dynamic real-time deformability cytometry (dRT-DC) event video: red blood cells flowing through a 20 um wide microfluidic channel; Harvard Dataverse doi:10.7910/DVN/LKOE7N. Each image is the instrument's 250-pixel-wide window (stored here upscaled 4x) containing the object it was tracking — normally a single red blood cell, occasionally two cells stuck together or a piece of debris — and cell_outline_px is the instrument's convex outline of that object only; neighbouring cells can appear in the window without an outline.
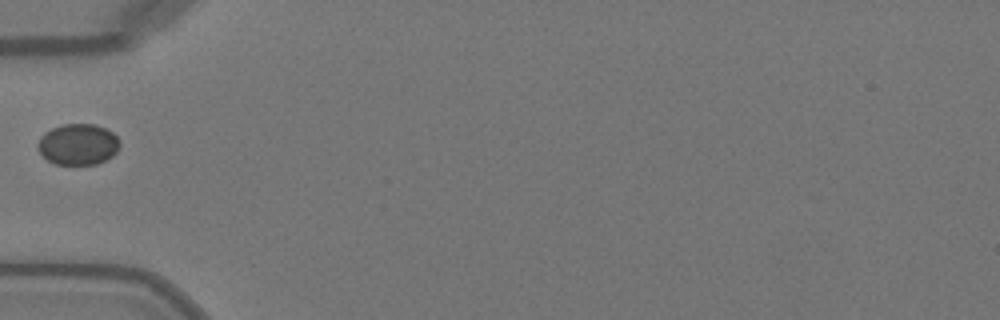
{"species": "Egyptian fruit bat (a non-hibernating species)", "species_latin": "Rousettus aegyptiacus", "temperature_condition": "warm", "stored_images_in_passage": 34, "camera_frame_rate_fps": 3000, "um_per_image_px": 0.085, "animal": {"sex": "female"}, "frame": {"image": 1, "passage_image": 1, "time_ms": 0.0, "image_size_px": [1000, 320], "cell_outline_px": [[120, 144], [116, 152], [112, 156], [96, 164], [56, 164], [48, 160], [40, 152], [36, 144], [40, 136], [44, 132], [52, 128], [64, 124], [92, 124], [104, 128], [112, 132], [120, 140]], "centroid_in_image_um": [6.62, 12.26], "position_along_channel_um": 78.4, "area_um2": 19.54}}
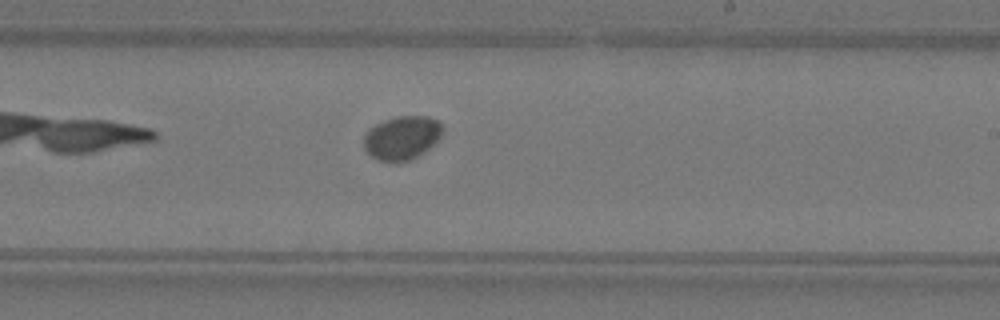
{"frame": {"image": 2, "passage_image": 14, "time_ms": 4.333, "image_size_px": [1000, 320], "cell_outline_px": [[444, 128], [440, 136], [424, 152], [408, 160], [376, 160], [364, 148], [364, 136], [368, 128], [384, 120], [396, 116], [428, 116], [440, 120]], "centroid_in_image_um": [34.17, 11.66], "position_along_channel_um": 254.8, "area_um2": 19.83}}
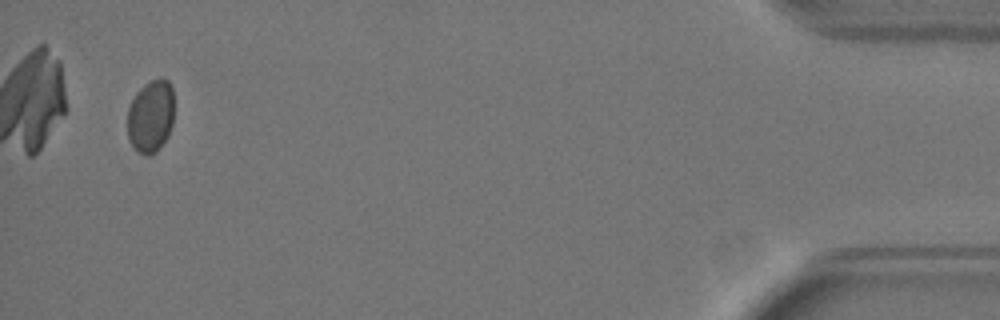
{"frame": {"image": 3, "passage_image": 32, "time_ms": 10.333, "image_size_px": [1000, 320], "cell_outline_px": [[172, 124], [168, 136], [156, 152], [140, 152], [128, 140], [128, 108], [136, 92], [144, 84], [152, 80], [168, 80], [172, 88]], "centroid_in_image_um": [12.8, 9.85], "position_along_channel_um": 422.4, "area_um2": 19.19}}